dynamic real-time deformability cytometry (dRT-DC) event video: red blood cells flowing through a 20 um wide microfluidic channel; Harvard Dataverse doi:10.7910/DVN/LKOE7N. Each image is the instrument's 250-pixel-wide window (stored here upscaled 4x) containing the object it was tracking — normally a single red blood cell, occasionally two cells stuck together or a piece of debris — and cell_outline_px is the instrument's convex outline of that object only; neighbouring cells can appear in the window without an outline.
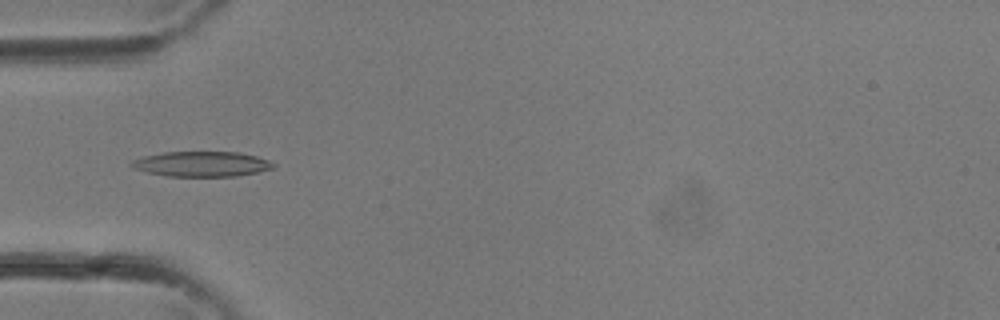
{"species": "common noctule bat (a hibernating species)", "species_latin": "Nyctalus noctula", "temperature_condition": "room temperature", "stored_images_in_passage": 27, "camera_frame_rate_fps": 3000, "um_per_image_px": 0.085, "animal": {"sex": "female"}, "frame": {"image": 1, "passage_image": 4, "time_ms": 1.0, "image_size_px": [1000, 320], "cell_outline_px": [[276, 168], [236, 176], [168, 176], [148, 172], [132, 168], [128, 164], [132, 160], [144, 156], [164, 152], [240, 152], [256, 156], [268, 160], [276, 164]], "centroid_in_image_um": [17.15, 13.93], "position_along_channel_um": 67.9, "area_um2": 20.81}}
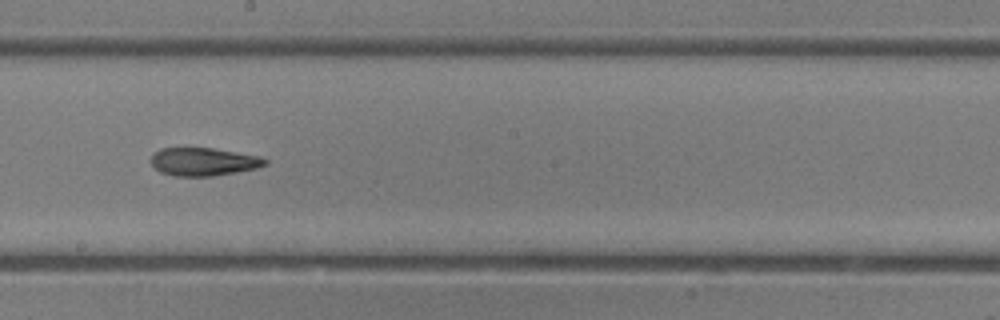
{"frame": {"image": 2, "passage_image": 12, "time_ms": 3.667, "image_size_px": [1000, 320], "cell_outline_px": [[268, 164], [256, 168], [236, 172], [212, 176], [172, 176], [160, 172], [152, 164], [152, 156], [160, 148], [212, 148], [260, 156], [268, 160]], "centroid_in_image_um": [17.32, 13.75], "position_along_channel_um": 230.9, "area_um2": 18.55}}
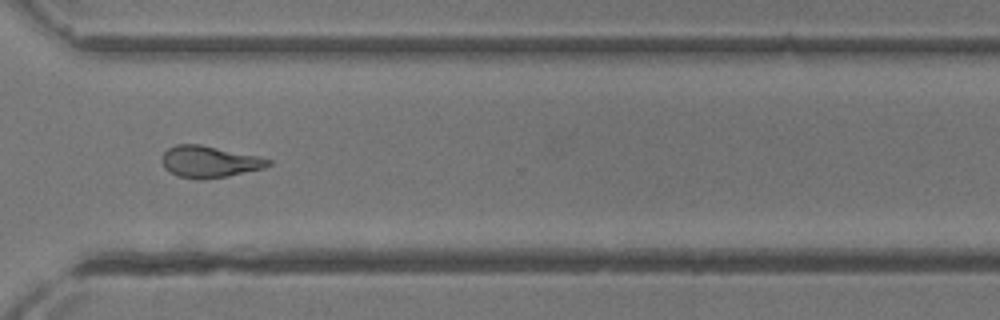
{"frame": {"image": 3, "passage_image": 18, "time_ms": 5.667, "image_size_px": [1000, 320], "cell_outline_px": [[272, 164], [264, 168], [228, 176], [204, 180], [200, 180], [180, 176], [164, 168], [160, 160], [160, 156], [168, 148], [176, 144], [200, 144], [260, 156], [272, 160]], "centroid_in_image_um": [17.8, 13.74], "position_along_channel_um": 352.8, "area_um2": 19.83}}